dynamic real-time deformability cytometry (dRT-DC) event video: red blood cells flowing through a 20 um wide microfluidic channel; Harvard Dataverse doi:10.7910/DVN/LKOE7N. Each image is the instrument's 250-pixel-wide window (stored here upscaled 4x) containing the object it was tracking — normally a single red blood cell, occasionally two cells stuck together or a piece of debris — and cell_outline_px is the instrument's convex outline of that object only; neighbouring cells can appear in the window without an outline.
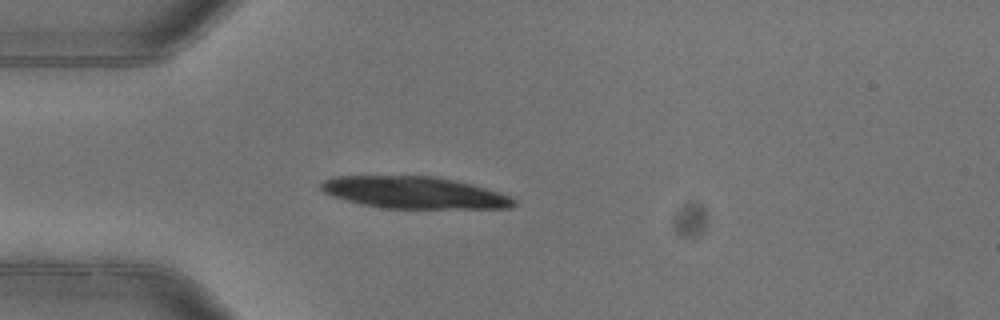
{"species": "common noctule bat (a hibernating species)", "species_latin": "Nyctalus noctula", "temperature_condition": "warm", "stored_images_in_passage": 1, "camera_frame_rate_fps": 3000, "um_per_image_px": 0.085, "animal": {"sex": "female"}, "frame": {"image": 1, "passage_image": 1, "time_ms": 0.0, "image_size_px": [1000, 320], "cell_outline_px": [[516, 204], [512, 208], [380, 208], [360, 204], [344, 200], [332, 196], [324, 192], [320, 188], [320, 184], [324, 180], [336, 176], [436, 176], [456, 180], [472, 184], [500, 192], [512, 196], [516, 200]], "centroid_in_image_um": [35.23, 16.37], "position_along_channel_um": 49.8, "area_um2": 36.13}}